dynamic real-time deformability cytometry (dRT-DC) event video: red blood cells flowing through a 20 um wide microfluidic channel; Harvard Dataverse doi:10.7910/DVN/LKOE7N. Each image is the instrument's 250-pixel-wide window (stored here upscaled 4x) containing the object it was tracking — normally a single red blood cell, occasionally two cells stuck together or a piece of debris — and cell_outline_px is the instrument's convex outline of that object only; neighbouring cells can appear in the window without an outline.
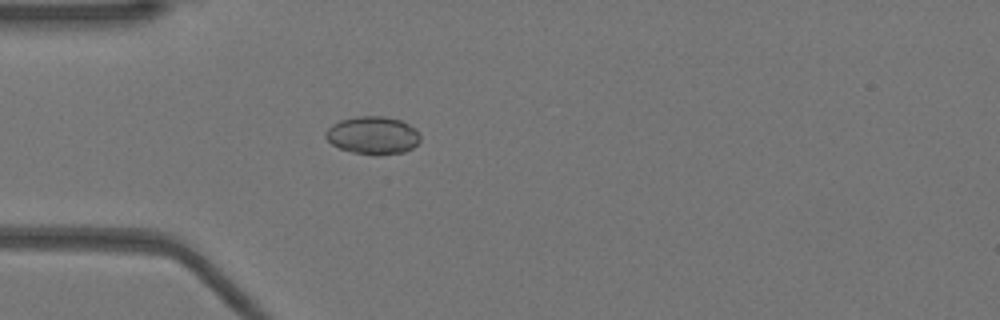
{"species": "Egyptian fruit bat (a non-hibernating species)", "species_latin": "Rousettus aegyptiacus", "temperature_condition": "warm", "stored_images_in_passage": 15, "camera_frame_rate_fps": 3000, "um_per_image_px": 0.085, "animal": {"sex": "female"}, "frame": {"image": 1, "passage_image": 1, "time_ms": 0.0, "image_size_px": [1000, 320], "cell_outline_px": [[420, 140], [412, 148], [404, 152], [376, 156], [352, 152], [340, 148], [332, 144], [324, 136], [324, 132], [332, 124], [340, 120], [360, 116], [384, 116], [400, 120], [416, 128], [420, 136]], "centroid_in_image_um": [31.69, 11.51], "position_along_channel_um": 53.3, "area_um2": 20.98}}
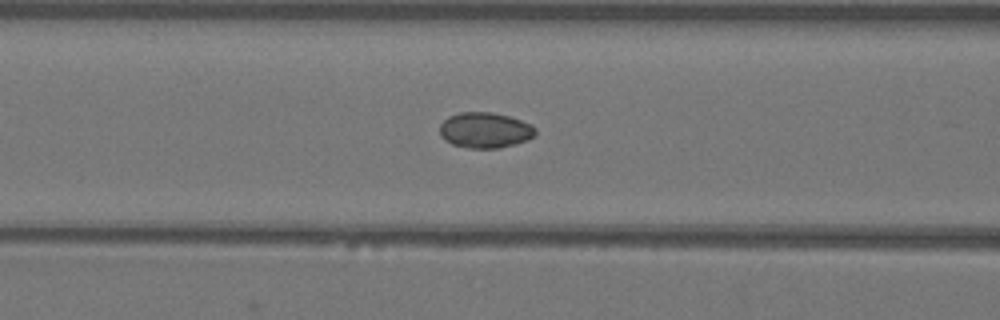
{"frame": {"image": 2, "passage_image": 7, "time_ms": 2.0, "image_size_px": [1000, 320], "cell_outline_px": [[536, 136], [528, 140], [516, 144], [500, 148], [468, 148], [452, 144], [444, 140], [440, 136], [440, 124], [448, 116], [460, 112], [492, 112], [508, 116], [520, 120], [536, 128]], "centroid_in_image_um": [41.22, 11.07], "position_along_channel_um": 125.4, "area_um2": 20.0}}
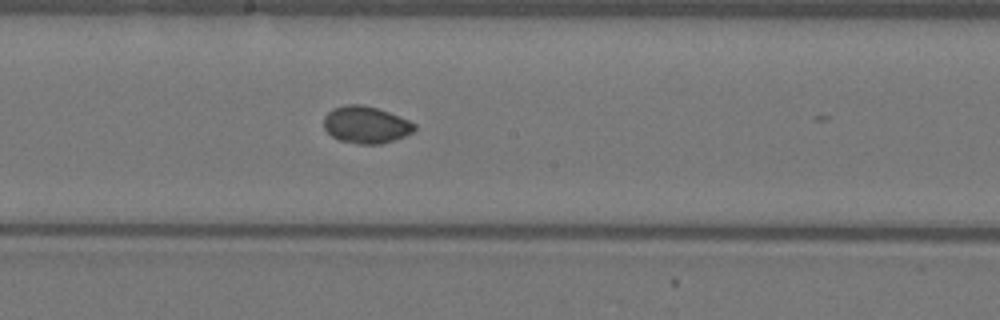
{"frame": {"image": 3, "passage_image": 14, "time_ms": 4.333, "image_size_px": [1000, 320], "cell_outline_px": [[416, 128], [412, 132], [404, 136], [380, 144], [356, 144], [340, 140], [332, 136], [324, 128], [324, 116], [332, 108], [344, 104], [360, 104], [376, 108], [388, 112], [408, 120], [416, 124]], "centroid_in_image_um": [31.07, 10.6], "position_along_channel_um": 217.1, "area_um2": 19.48}}